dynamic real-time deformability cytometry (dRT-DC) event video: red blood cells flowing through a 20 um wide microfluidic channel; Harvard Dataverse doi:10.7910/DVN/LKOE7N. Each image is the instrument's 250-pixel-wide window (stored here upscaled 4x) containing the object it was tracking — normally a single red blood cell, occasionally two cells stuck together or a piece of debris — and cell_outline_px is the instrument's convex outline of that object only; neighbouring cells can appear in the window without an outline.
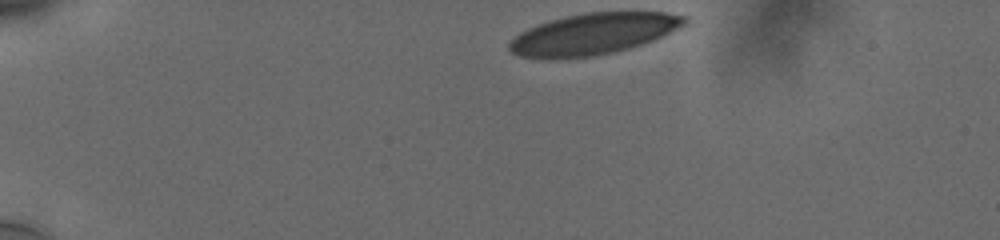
{"species": "human", "species_latin": "Homo sapiens", "temperature_condition": "cold", "stored_images_in_passage": 39, "camera_frame_rate_fps": 3000, "um_per_image_px": 0.085, "donor": {"sex": "male"}, "frame": {"image": 1, "passage_image": 1, "time_ms": 0.0, "image_size_px": [1000, 240], "cell_outline_px": [[688, 20], [684, 24], [652, 40], [616, 52], [596, 56], [556, 60], [544, 60], [520, 56], [512, 52], [508, 48], [508, 44], [520, 32], [528, 28], [564, 16], [584, 12], [664, 12], [688, 16]], "centroid_in_image_um": [50.37, 2.9], "position_along_channel_um": 34.6, "area_um2": 42.25}}
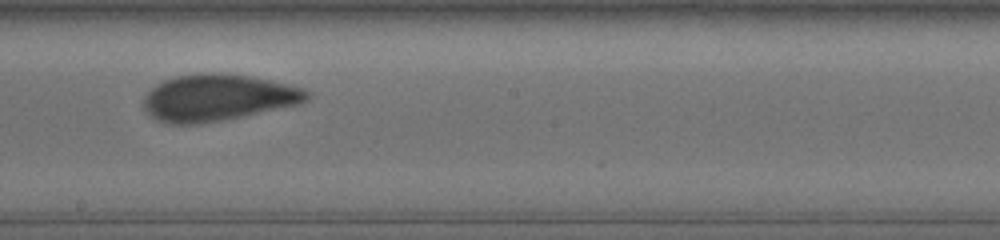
{"frame": {"image": 2, "passage_image": 26, "time_ms": 7.333, "image_size_px": [1000, 240], "cell_outline_px": [[312, 92], [308, 100], [300, 104], [200, 124], [172, 124], [160, 120], [152, 116], [144, 108], [144, 96], [156, 84], [164, 80], [176, 76], [196, 72], [220, 72], [248, 76], [268, 80], [304, 88]], "centroid_in_image_um": [18.52, 8.28], "position_along_channel_um": 229.7, "area_um2": 44.22}}
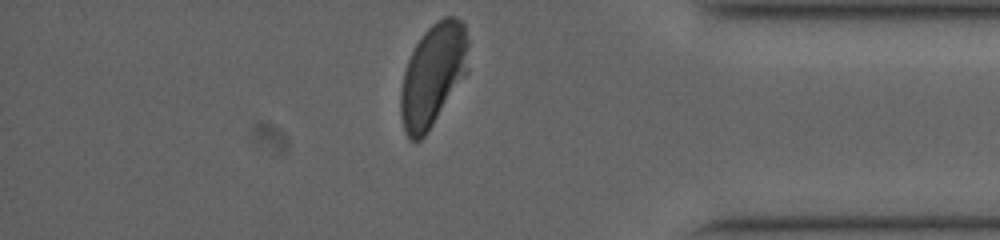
{"frame": {"image": 3, "passage_image": 39, "time_ms": 12.333, "image_size_px": [1000, 240], "cell_outline_px": [[468, 72], [428, 132], [420, 140], [412, 140], [404, 132], [400, 116], [400, 92], [404, 72], [408, 60], [416, 44], [424, 32], [432, 24], [444, 16], [456, 16], [464, 24], [468, 40]], "centroid_in_image_um": [36.81, 6.38], "position_along_channel_um": 398.4, "area_um2": 40.58}, "authors_computed_cell_mechanics": {"area_um2": 44.0436, "velocity_mm_per_s": 3.7396, "shape_relaxation_time_tau1_ms": 3.7658, "shape_relaxation_time_tau2_ms": 0.8897, "deformation_change_tau1": 0.1576, "deformation_change_tau2": 0.0696}}